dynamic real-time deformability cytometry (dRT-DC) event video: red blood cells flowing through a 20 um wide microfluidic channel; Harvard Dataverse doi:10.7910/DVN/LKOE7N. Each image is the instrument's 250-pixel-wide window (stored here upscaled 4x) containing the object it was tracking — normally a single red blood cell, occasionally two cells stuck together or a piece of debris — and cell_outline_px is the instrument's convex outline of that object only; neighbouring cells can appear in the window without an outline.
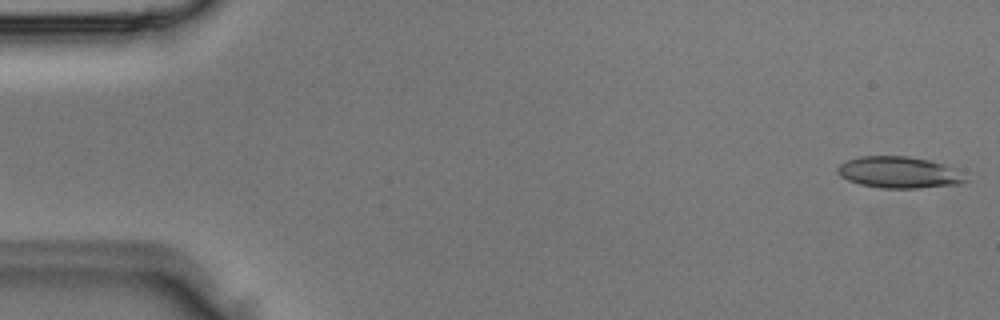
{"species": "Egyptian fruit bat (a non-hibernating species)", "species_latin": "Rousettus aegyptiacus", "temperature_condition": "room temperature", "stored_images_in_passage": 3, "camera_frame_rate_fps": 3000, "um_per_image_px": 0.085, "animal": {"sex": "male"}, "frame": {"image": 1, "passage_image": 1, "time_ms": 0.0, "image_size_px": [1000, 320], "cell_outline_px": [[968, 180], [960, 184], [920, 188], [880, 188], [860, 184], [848, 180], [840, 176], [836, 172], [836, 168], [844, 160], [860, 156], [908, 156], [928, 160], [944, 164], [952, 168]], "centroid_in_image_um": [76.34, 14.65], "position_along_channel_um": 8.7, "area_um2": 23.47}}